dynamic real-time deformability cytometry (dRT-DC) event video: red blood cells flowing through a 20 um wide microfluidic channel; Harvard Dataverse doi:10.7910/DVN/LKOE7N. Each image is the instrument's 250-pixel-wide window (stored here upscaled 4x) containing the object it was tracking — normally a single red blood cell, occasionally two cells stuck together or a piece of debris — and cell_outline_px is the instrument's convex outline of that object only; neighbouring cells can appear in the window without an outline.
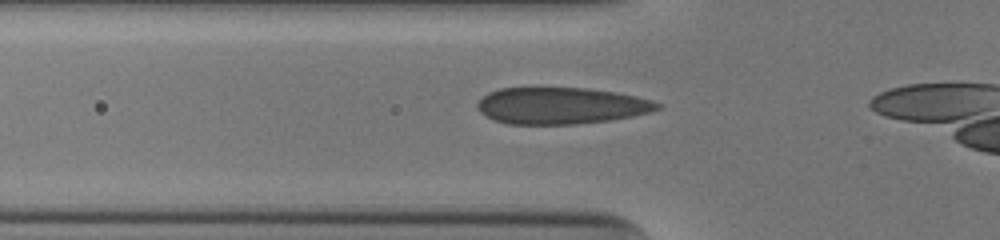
{"species": "human", "species_latin": "Homo sapiens", "temperature_condition": "cold", "stored_images_in_passage": 23, "camera_frame_rate_fps": 3000, "um_per_image_px": 0.085, "donor": {"sex": "male"}, "frame": {"image": 1, "passage_image": 8, "time_ms": 2.333, "image_size_px": [1000, 240], "cell_outline_px": [[664, 104], [660, 108], [652, 112], [632, 116], [608, 120], [576, 124], [508, 124], [492, 120], [480, 112], [476, 108], [476, 104], [488, 92], [500, 88], [584, 88], [612, 92], [636, 96], [652, 100]], "centroid_in_image_um": [47.68, 8.99], "position_along_channel_um": 78.1, "area_um2": 38.44}}
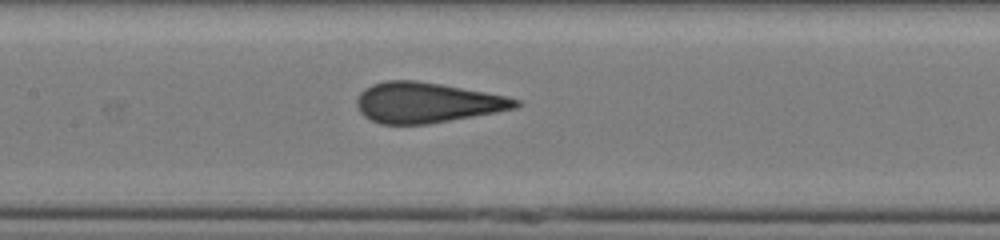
{"frame": {"image": 2, "passage_image": 15, "time_ms": 4.667, "image_size_px": [1000, 240], "cell_outline_px": [[524, 104], [516, 108], [496, 112], [428, 124], [380, 124], [364, 116], [360, 112], [356, 104], [356, 100], [360, 92], [364, 88], [372, 84], [388, 80], [416, 80], [440, 84], [484, 92], [504, 96], [520, 100]], "centroid_in_image_um": [36.26, 8.72], "position_along_channel_um": 171.1, "area_um2": 37.22}}
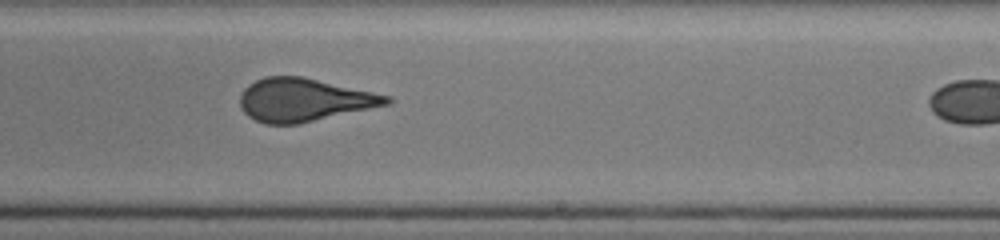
{"frame": {"image": 3, "passage_image": 22, "time_ms": 7.0, "image_size_px": [1000, 240], "cell_outline_px": [[392, 104], [300, 124], [264, 124], [248, 116], [244, 112], [240, 104], [240, 96], [244, 88], [248, 84], [264, 76], [304, 76], [392, 96]], "centroid_in_image_um": [25.88, 8.49], "position_along_channel_um": 263.1, "area_um2": 37.28}}